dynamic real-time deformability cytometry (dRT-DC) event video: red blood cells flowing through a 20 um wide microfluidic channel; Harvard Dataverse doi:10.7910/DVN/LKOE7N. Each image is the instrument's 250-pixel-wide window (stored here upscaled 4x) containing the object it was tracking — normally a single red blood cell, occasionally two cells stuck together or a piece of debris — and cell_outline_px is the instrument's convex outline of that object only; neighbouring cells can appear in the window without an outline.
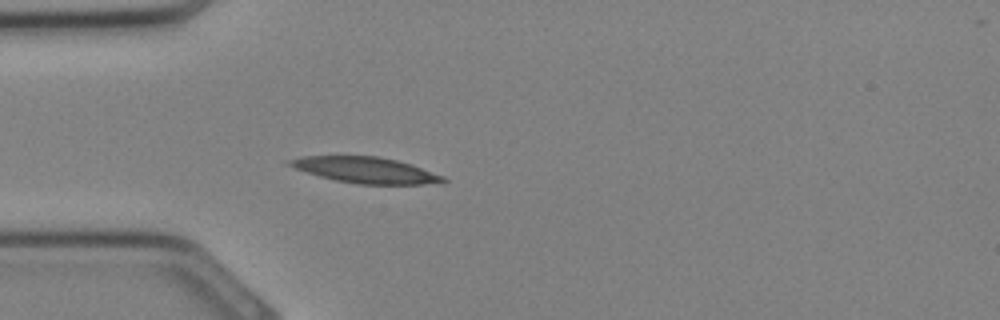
{"species": "Egyptian fruit bat (a non-hibernating species)", "species_latin": "Rousettus aegyptiacus", "temperature_condition": "cold", "stored_images_in_passage": 24, "camera_frame_rate_fps": 3000, "um_per_image_px": 0.085, "animal": {"sex": "female"}, "frame": {"image": 1, "passage_image": 1, "time_ms": 0.0, "image_size_px": [1000, 320], "cell_outline_px": [[448, 180], [424, 184], [360, 184], [336, 180], [320, 176], [284, 164], [284, 160], [300, 156], [376, 156], [396, 160], [412, 164], [444, 176]], "centroid_in_image_um": [31.02, 14.44], "position_along_channel_um": 54.0, "area_um2": 23.06}}
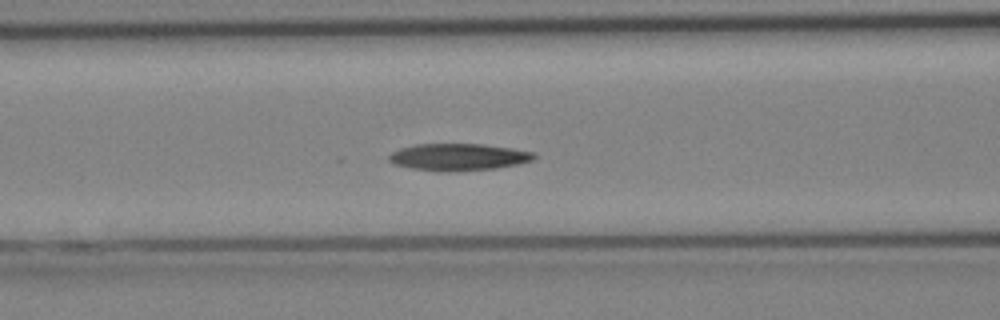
{"frame": {"image": 2, "passage_image": 5, "time_ms": 1.333, "image_size_px": [1000, 320], "cell_outline_px": [[536, 156], [532, 160], [516, 164], [496, 168], [448, 172], [412, 168], [396, 164], [388, 160], [388, 156], [392, 152], [400, 148], [416, 144], [484, 144], [512, 148], [536, 152]], "centroid_in_image_um": [38.98, 13.34], "position_along_channel_um": 127.6, "area_um2": 22.72}}
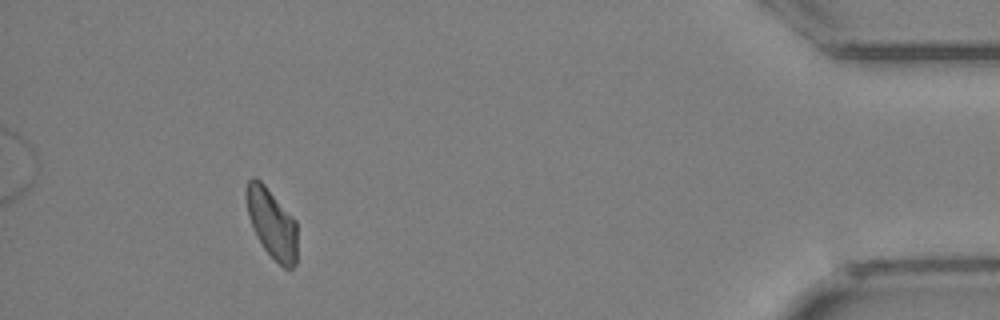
{"frame": {"image": 3, "passage_image": 22, "time_ms": 7.0, "image_size_px": [1000, 320], "cell_outline_px": [[296, 264], [292, 268], [284, 268], [264, 248], [256, 236], [248, 216], [244, 196], [244, 188], [248, 180], [252, 176], [256, 176], [264, 184], [296, 220]], "centroid_in_image_um": [23.06, 18.92], "position_along_channel_um": 412.1, "area_um2": 20.81}}